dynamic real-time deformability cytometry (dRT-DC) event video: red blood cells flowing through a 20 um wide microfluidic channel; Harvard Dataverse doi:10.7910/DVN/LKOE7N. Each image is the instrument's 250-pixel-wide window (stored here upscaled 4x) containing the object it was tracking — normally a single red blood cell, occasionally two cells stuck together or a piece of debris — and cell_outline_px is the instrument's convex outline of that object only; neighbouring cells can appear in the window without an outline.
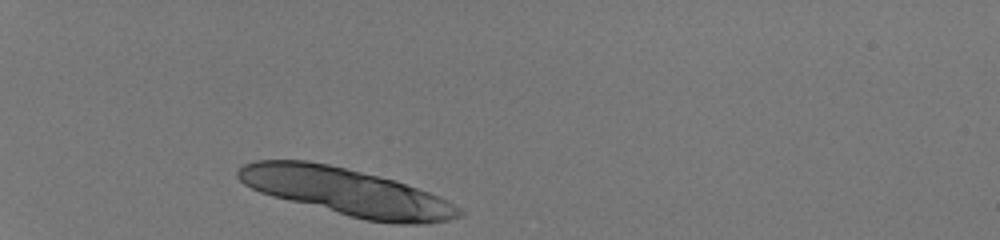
{"species": "human", "species_latin": "Homo sapiens", "temperature_condition": "room temperature", "stored_images_in_passage": 28, "camera_frame_rate_fps": 3000, "um_per_image_px": 0.085, "donor": {"sex": "male"}, "frame": {"image": 1, "passage_image": 1, "time_ms": 0.0, "image_size_px": [1000, 240], "cell_outline_px": [[464, 212], [460, 216], [448, 220], [420, 224], [396, 224], [368, 220], [272, 196], [260, 192], [244, 184], [236, 176], [236, 172], [244, 164], [256, 160], [308, 160], [328, 164], [396, 180], [440, 196], [460, 208]], "centroid_in_image_um": [29.48, 16.3], "position_along_channel_um": 55.5, "area_um2": 60.17}}
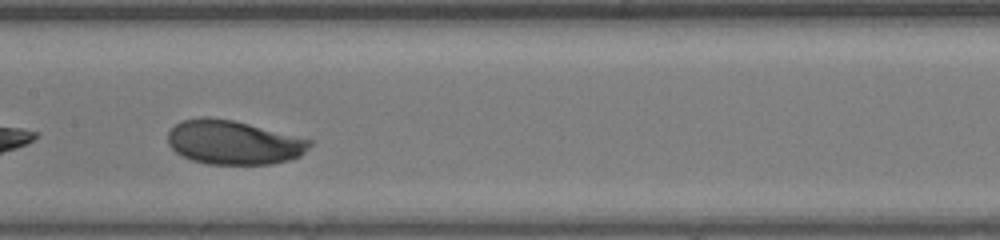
{"frame": {"image": 2, "passage_image": 15, "time_ms": 4.667, "image_size_px": [1000, 240], "cell_outline_px": [[312, 144], [300, 156], [288, 160], [272, 164], [208, 164], [192, 160], [176, 152], [168, 144], [168, 132], [180, 120], [200, 116], [208, 116], [232, 120], [312, 140]], "centroid_in_image_um": [19.81, 12.1], "position_along_channel_um": 187.6, "area_um2": 36.3}}
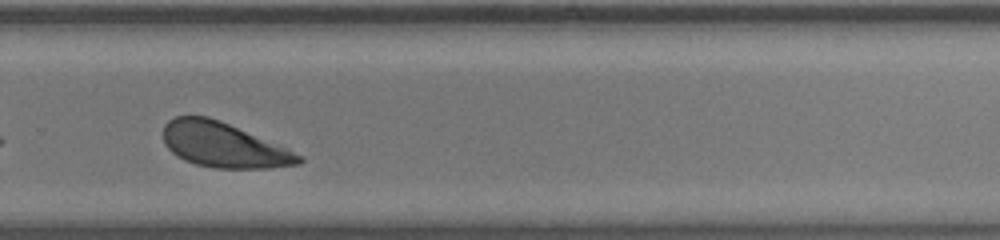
{"frame": {"image": 3, "passage_image": 24, "time_ms": 7.667, "image_size_px": [1000, 240], "cell_outline_px": [[304, 160], [300, 164], [268, 168], [212, 168], [196, 164], [184, 160], [176, 156], [164, 144], [164, 124], [168, 120], [176, 116], [208, 116], [220, 120], [304, 156]], "centroid_in_image_um": [18.98, 12.33], "position_along_channel_um": 310.8, "area_um2": 35.26}}